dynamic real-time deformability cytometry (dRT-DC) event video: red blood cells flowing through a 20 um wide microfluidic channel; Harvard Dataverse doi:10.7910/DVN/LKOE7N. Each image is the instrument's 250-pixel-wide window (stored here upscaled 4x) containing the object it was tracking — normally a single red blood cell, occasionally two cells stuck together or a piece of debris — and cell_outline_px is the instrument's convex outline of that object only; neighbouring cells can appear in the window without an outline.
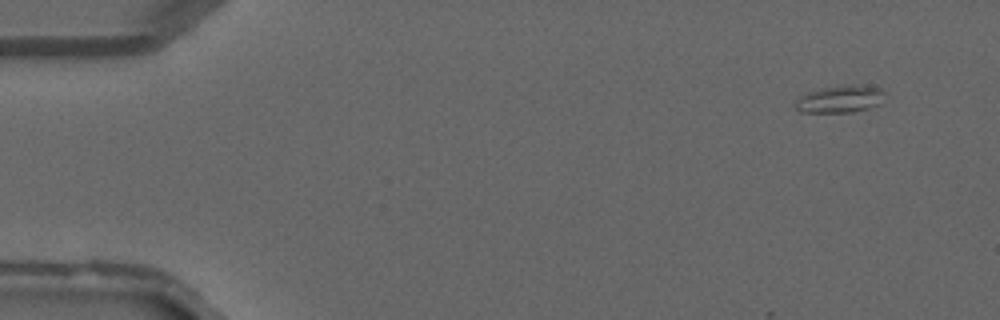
{"species": "common noctule bat (a hibernating species)", "species_latin": "Nyctalus noctula", "temperature_condition": "warm", "stored_images_in_passage": 13, "camera_frame_rate_fps": 3000, "um_per_image_px": 0.085, "animal": {"sex": "male", "forearm_length_mm": 52.5}, "frame": {"image": 1, "passage_image": 4, "time_ms": 1.0, "image_size_px": [1000, 320], "cell_outline_px": [[884, 92], [880, 104], [868, 108], [852, 112], [800, 112], [796, 108], [796, 100], [804, 92], [820, 88], [840, 84], [856, 84], [880, 88]], "centroid_in_image_um": [71.37, 8.39], "position_along_channel_um": 13.6, "area_um2": 14.39}}